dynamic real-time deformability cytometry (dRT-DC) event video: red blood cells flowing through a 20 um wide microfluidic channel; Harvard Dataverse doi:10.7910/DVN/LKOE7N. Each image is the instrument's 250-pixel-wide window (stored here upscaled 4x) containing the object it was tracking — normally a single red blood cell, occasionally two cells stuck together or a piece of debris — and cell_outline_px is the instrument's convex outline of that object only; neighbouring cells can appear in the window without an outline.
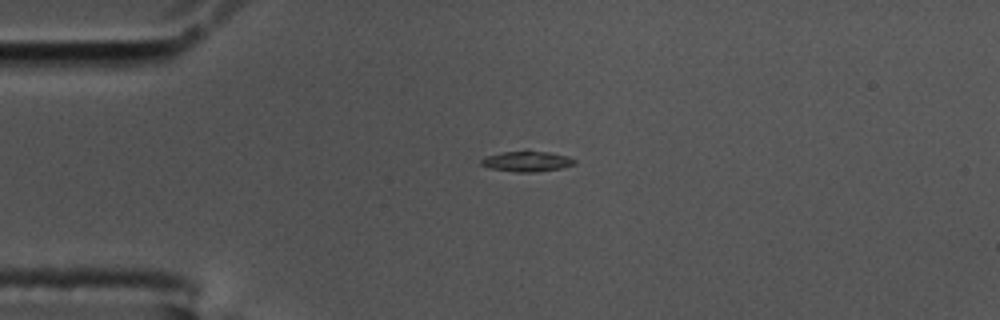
{"species": "common noctule bat (a hibernating species)", "species_latin": "Nyctalus noctula", "temperature_condition": "cold", "stored_images_in_passage": 27, "camera_frame_rate_fps": 3000, "um_per_image_px": 0.085, "animal": {"sex": "male", "body_mass_g": 17.5, "forearm_length_mm": 52.3}, "frame": {"image": 1, "passage_image": 1, "time_ms": 0.0, "image_size_px": [1000, 320], "cell_outline_px": [[576, 164], [560, 168], [532, 172], [516, 172], [488, 168], [480, 164], [480, 160], [484, 156], [500, 152], [528, 148], [568, 156], [576, 160]], "centroid_in_image_um": [44.74, 13.67], "position_along_channel_um": 40.3, "area_um2": 11.68}}
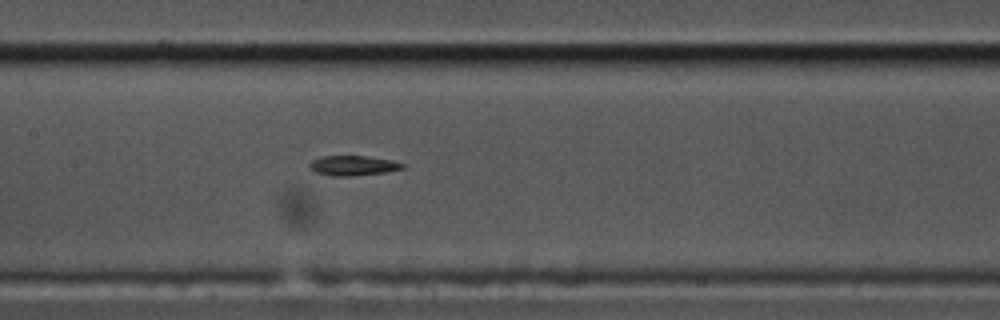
{"frame": {"image": 2, "passage_image": 15, "time_ms": 4.667, "image_size_px": [1000, 320], "cell_outline_px": [[404, 168], [384, 172], [352, 176], [332, 176], [316, 172], [308, 168], [308, 164], [312, 160], [324, 156], [364, 156], [392, 160], [404, 164]], "centroid_in_image_um": [29.97, 14.07], "position_along_channel_um": 177.4, "area_um2": 10.69}}
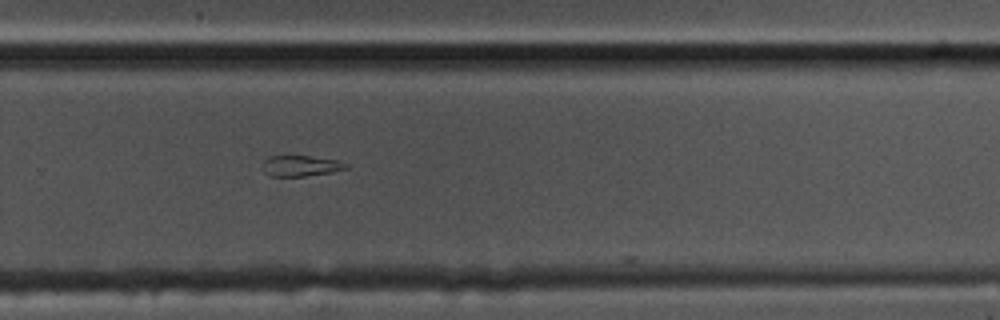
{"frame": {"image": 3, "passage_image": 26, "time_ms": 8.333, "image_size_px": [1000, 320], "cell_outline_px": [[348, 168], [332, 172], [304, 176], [268, 176], [264, 172], [264, 160], [268, 156], [308, 156], [336, 160], [348, 164]], "centroid_in_image_um": [25.55, 14.1], "position_along_channel_um": 304.2, "area_um2": 10.0}}